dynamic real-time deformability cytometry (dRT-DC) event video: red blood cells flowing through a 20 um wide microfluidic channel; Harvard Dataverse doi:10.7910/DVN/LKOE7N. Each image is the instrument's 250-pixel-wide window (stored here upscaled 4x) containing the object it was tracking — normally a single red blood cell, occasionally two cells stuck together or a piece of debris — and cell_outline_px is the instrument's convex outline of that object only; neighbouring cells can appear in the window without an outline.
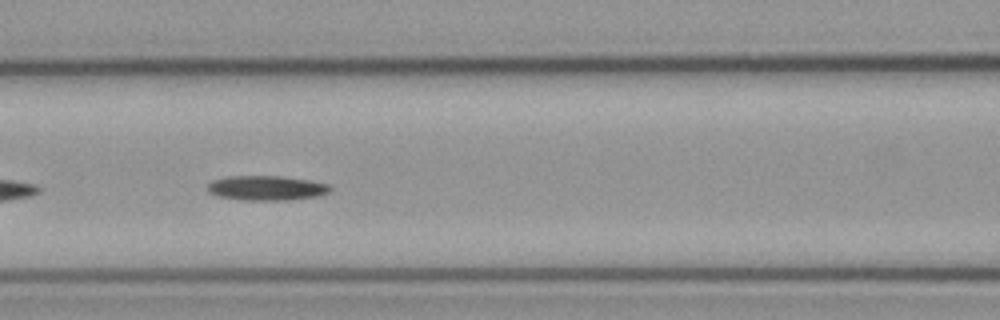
{"species": "common noctule bat (a hibernating species)", "species_latin": "Nyctalus noctula", "temperature_condition": "cold", "stored_images_in_passage": 40, "camera_frame_rate_fps": 3000, "um_per_image_px": 0.085, "animal": {"sex": "male", "body_mass_g": 23.1, "forearm_length_mm": 52.7}, "frame": {"image": 1, "passage_image": 8, "time_ms": 2.333, "image_size_px": [1000, 320], "cell_outline_px": [[332, 188], [328, 192], [320, 196], [292, 200], [240, 200], [220, 196], [208, 192], [208, 184], [212, 180], [228, 176], [280, 176], [312, 180], [328, 184]], "centroid_in_image_um": [22.69, 15.98], "position_along_channel_um": 143.9, "area_um2": 17.8}}
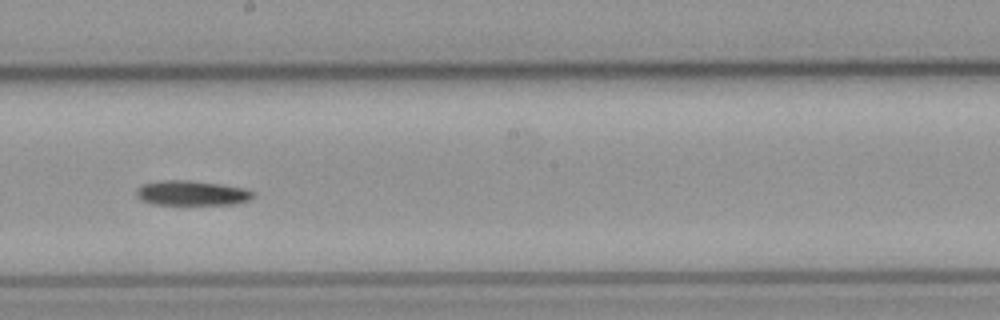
{"frame": {"image": 2, "passage_image": 15, "time_ms": 4.667, "image_size_px": [1000, 320], "cell_outline_px": [[252, 200], [232, 204], [152, 204], [140, 200], [136, 192], [144, 184], [160, 180], [188, 180], [220, 184], [244, 188], [252, 192]], "centroid_in_image_um": [16.3, 16.41], "position_along_channel_um": 231.9, "area_um2": 16.65}}
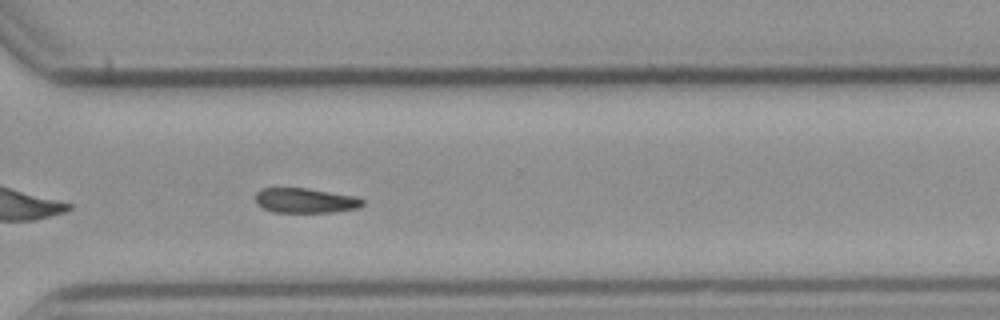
{"frame": {"image": 3, "passage_image": 24, "time_ms": 7.667, "image_size_px": [1000, 320], "cell_outline_px": [[364, 204], [360, 208], [336, 212], [272, 212], [256, 204], [256, 192], [260, 188], [304, 188], [356, 196], [364, 200]], "centroid_in_image_um": [25.97, 17.05], "position_along_channel_um": 344.6, "area_um2": 15.61}, "authors_computed_cell_mechanics": {"area_um2": 16.3863, "velocity_mm_per_s": 3.7662, "shape_relaxation_time_tau1_ms": 6.0069, "shape_relaxation_time_tau2_ms": null, "deformation_change_tau1": 0.1478, "deformation_change_tau2": null}}